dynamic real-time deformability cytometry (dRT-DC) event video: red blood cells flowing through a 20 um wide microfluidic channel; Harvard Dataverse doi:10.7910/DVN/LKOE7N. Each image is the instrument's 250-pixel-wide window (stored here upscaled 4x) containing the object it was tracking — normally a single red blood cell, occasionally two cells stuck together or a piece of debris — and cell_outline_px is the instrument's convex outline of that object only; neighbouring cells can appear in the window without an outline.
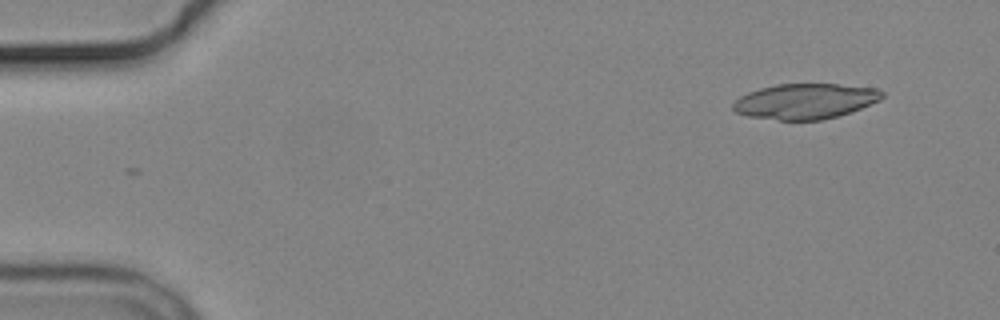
{"species": "common noctule bat (a hibernating species)", "species_latin": "Nyctalus noctula", "temperature_condition": "cold", "stored_images_in_passage": 7, "camera_frame_rate_fps": 3000, "um_per_image_px": 0.085, "animal": {"sex": "male", "body_mass_g": 19.2, "forearm_length_mm": 51.8}, "frame": {"image": 1, "passage_image": 1, "time_ms": 0.0, "image_size_px": [1000, 320], "cell_outline_px": [[884, 96], [880, 100], [860, 108], [836, 116], [820, 120], [780, 120], [748, 116], [736, 112], [732, 108], [732, 104], [740, 96], [748, 92], [760, 88], [776, 84], [836, 84], [876, 88], [884, 92]], "centroid_in_image_um": [68.43, 8.6], "position_along_channel_um": 16.6, "area_um2": 30.52}}
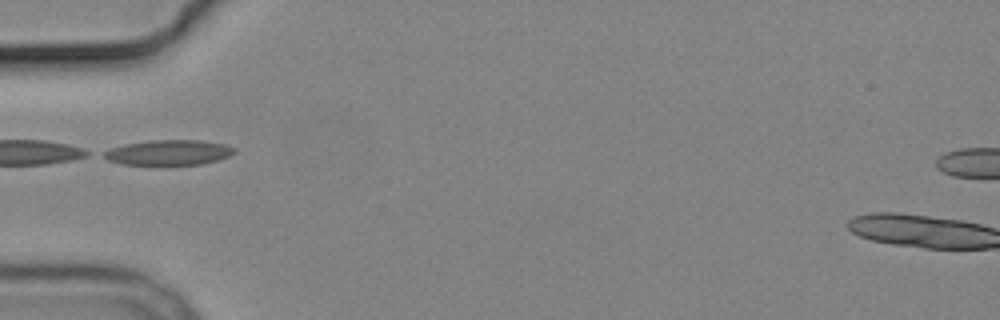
{"frame": {"image": 2, "passage_image": 5, "time_ms": 4.667, "image_size_px": [1000, 320], "cell_outline_px": [[236, 152], [228, 156], [216, 160], [200, 164], [120, 164], [108, 160], [100, 156], [104, 152], [112, 148], [124, 144], [152, 140], [200, 140], [224, 144], [236, 148]], "centroid_in_image_um": [14.32, 12.95], "position_along_channel_um": 70.7, "area_um2": 18.96}}
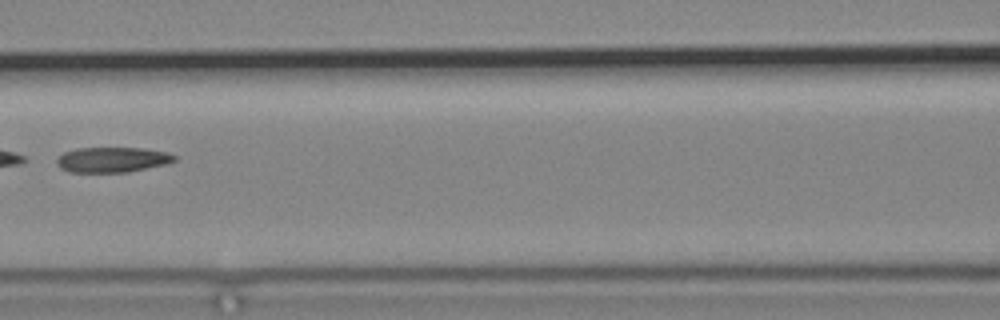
{"frame": {"image": 3, "passage_image": 7, "time_ms": 7.0, "image_size_px": [1000, 320], "cell_outline_px": [[176, 160], [168, 164], [128, 172], [68, 172], [60, 168], [56, 164], [56, 160], [64, 152], [76, 148], [144, 148], [168, 152], [176, 156]], "centroid_in_image_um": [9.56, 13.57], "position_along_channel_um": 157.0, "area_um2": 17.46}}